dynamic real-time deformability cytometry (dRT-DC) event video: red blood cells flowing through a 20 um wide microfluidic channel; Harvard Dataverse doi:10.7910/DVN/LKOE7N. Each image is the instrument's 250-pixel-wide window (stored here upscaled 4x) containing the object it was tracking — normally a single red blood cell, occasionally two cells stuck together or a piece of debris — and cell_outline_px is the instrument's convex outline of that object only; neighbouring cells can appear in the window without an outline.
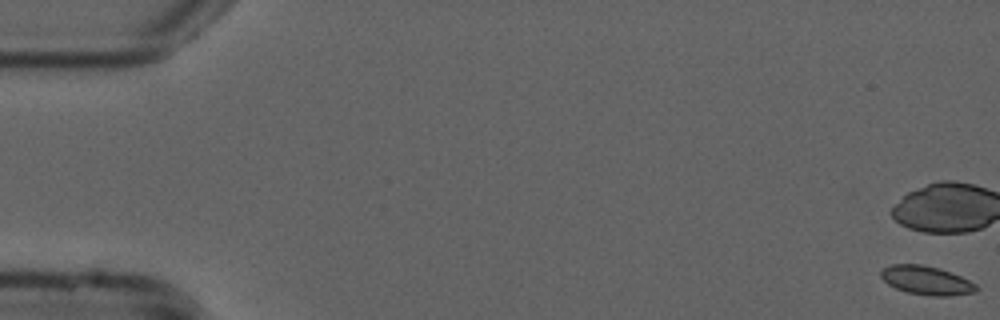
{"species": "common noctule bat (a hibernating species)", "species_latin": "Nyctalus noctula", "temperature_condition": "cold", "stored_images_in_passage": 55, "camera_frame_rate_fps": 3000, "um_per_image_px": 0.085, "animal": {"sex": "male", "forearm_length_mm": 52.5}, "frame": {"image": 1, "passage_image": 1, "time_ms": 0.0, "image_size_px": [1000, 320], "cell_outline_px": [[980, 288], [976, 292], [948, 296], [928, 296], [908, 292], [896, 288], [888, 284], [880, 276], [880, 272], [884, 268], [892, 264], [920, 264], [940, 268], [960, 276], [976, 284]], "centroid_in_image_um": [78.77, 23.84], "position_along_channel_um": 6.2, "area_um2": 16.01}}